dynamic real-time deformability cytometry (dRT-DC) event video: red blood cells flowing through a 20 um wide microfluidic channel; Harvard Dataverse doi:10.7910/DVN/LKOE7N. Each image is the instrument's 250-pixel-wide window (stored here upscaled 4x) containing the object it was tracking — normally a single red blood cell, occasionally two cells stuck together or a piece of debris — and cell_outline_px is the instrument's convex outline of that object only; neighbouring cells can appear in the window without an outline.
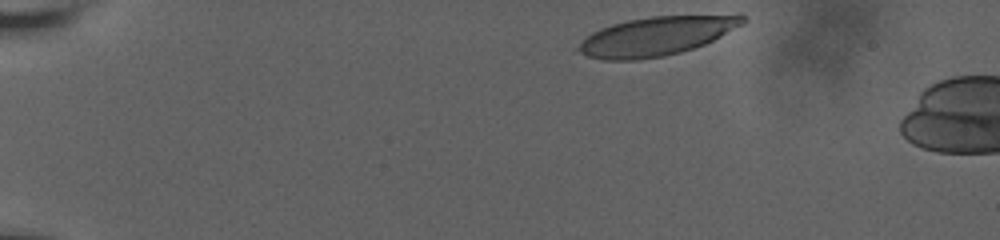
{"species": "human", "species_latin": "Homo sapiens", "temperature_condition": "room temperature", "stored_images_in_passage": 9, "camera_frame_rate_fps": 3000, "um_per_image_px": 0.085, "donor": {"sex": "male"}, "frame": {"image": 1, "passage_image": 1, "time_ms": 0.0, "image_size_px": [1000, 240], "cell_outline_px": [[748, 20], [744, 24], [704, 44], [680, 52], [664, 56], [636, 60], [604, 60], [588, 56], [572, 48], [592, 32], [600, 28], [612, 24], [628, 20], [652, 16], [736, 12], [740, 12]], "centroid_in_image_um": [55.87, 3.02], "position_along_channel_um": 29.1, "area_um2": 38.15}}